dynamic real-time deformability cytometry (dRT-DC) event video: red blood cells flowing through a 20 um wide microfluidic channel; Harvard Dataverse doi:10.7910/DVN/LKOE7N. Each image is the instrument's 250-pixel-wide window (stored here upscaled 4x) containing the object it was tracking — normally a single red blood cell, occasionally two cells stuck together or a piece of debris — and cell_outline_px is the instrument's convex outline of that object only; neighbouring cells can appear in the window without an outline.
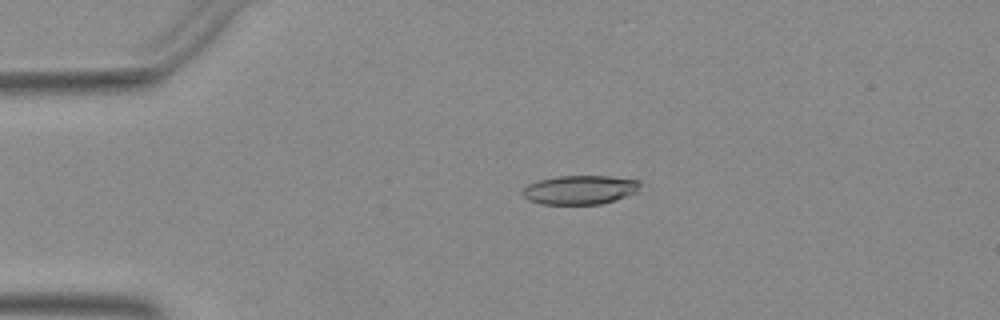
{"species": "Egyptian fruit bat (a non-hibernating species)", "species_latin": "Rousettus aegyptiacus", "temperature_condition": "warm", "stored_images_in_passage": 50, "camera_frame_rate_fps": 3000, "um_per_image_px": 0.085, "animal": {"sex": "female"}, "frame": {"image": 1, "passage_image": 10, "time_ms": 3.0, "image_size_px": [1000, 320], "cell_outline_px": [[640, 184], [636, 192], [616, 200], [600, 204], [544, 204], [532, 200], [524, 196], [524, 188], [528, 184], [540, 180], [560, 176], [608, 176], [640, 180]], "centroid_in_image_um": [49.35, 16.13], "position_along_channel_um": 35.7, "area_um2": 19.54}}
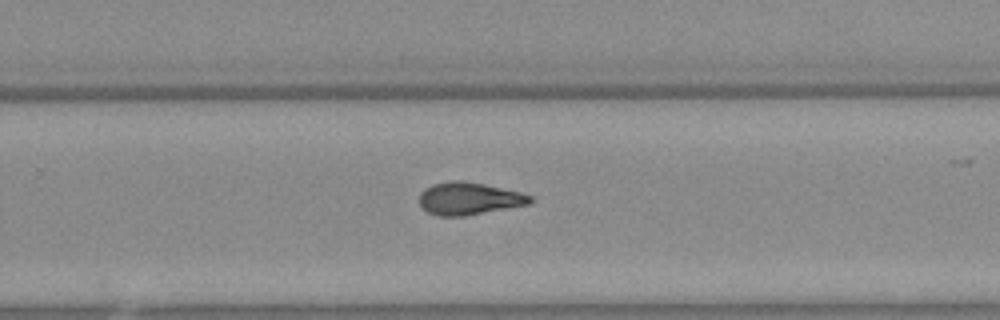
{"frame": {"image": 2, "passage_image": 32, "time_ms": 10.333, "image_size_px": [1000, 320], "cell_outline_px": [[532, 200], [528, 204], [464, 216], [436, 216], [420, 208], [420, 192], [424, 188], [432, 184], [452, 180], [460, 180], [484, 184], [520, 192], [532, 196]], "centroid_in_image_um": [39.8, 16.87], "position_along_channel_um": 290.0, "area_um2": 20.92}}
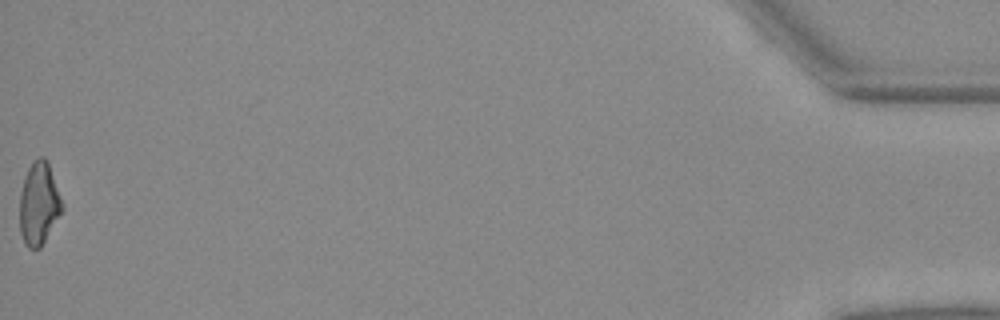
{"frame": {"image": 3, "passage_image": 50, "time_ms": 16.333, "image_size_px": [1000, 320], "cell_outline_px": [[64, 208], [40, 248], [28, 248], [24, 244], [20, 232], [20, 192], [24, 176], [32, 160], [40, 156], [44, 156], [48, 160]], "centroid_in_image_um": [3.29, 17.28], "position_along_channel_um": 431.9, "area_um2": 20.52}}